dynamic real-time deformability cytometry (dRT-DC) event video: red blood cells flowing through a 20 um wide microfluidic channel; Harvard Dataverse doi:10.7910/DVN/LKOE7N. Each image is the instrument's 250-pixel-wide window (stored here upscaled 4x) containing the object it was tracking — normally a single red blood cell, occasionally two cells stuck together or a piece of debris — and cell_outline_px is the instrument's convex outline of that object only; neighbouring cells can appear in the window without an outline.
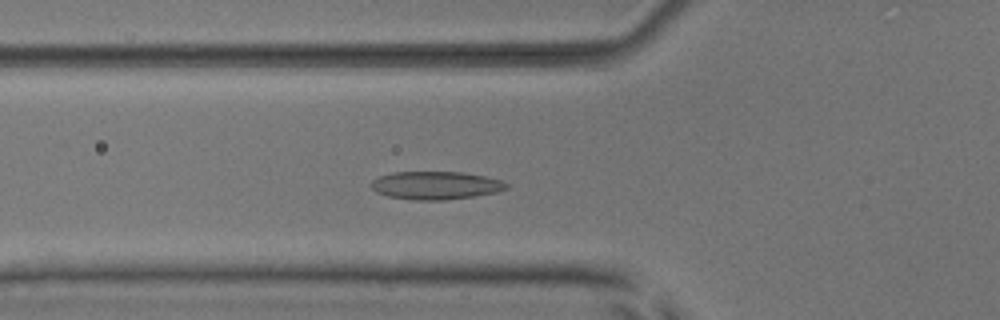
{"species": "common noctule bat (a hibernating species)", "species_latin": "Nyctalus noctula", "temperature_condition": "room temperature", "stored_images_in_passage": 36, "camera_frame_rate_fps": 3000, "um_per_image_px": 0.085, "animal": {"sex": "male", "body_mass_g": 17.9, "forearm_length_mm": 54.2}, "frame": {"image": 1, "passage_image": 3, "time_ms": 0.667, "image_size_px": [1000, 320], "cell_outline_px": [[508, 188], [496, 192], [472, 196], [444, 200], [416, 200], [388, 196], [376, 192], [368, 184], [372, 180], [380, 176], [392, 172], [464, 172], [504, 180], [508, 184]], "centroid_in_image_um": [37.03, 15.75], "position_along_channel_um": 88.8, "area_um2": 22.14}}
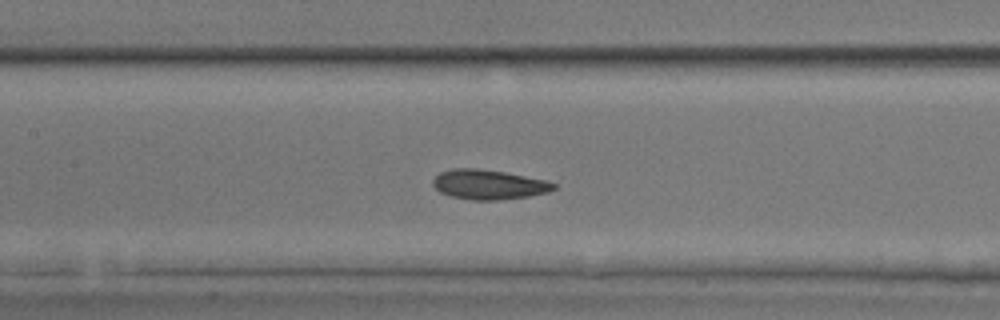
{"frame": {"image": 2, "passage_image": 9, "time_ms": 2.667, "image_size_px": [1000, 320], "cell_outline_px": [[556, 188], [548, 192], [528, 196], [496, 200], [472, 200], [452, 196], [440, 192], [432, 184], [432, 180], [440, 172], [452, 168], [476, 168], [504, 172], [548, 180], [556, 184]], "centroid_in_image_um": [41.54, 15.68], "position_along_channel_um": 165.9, "area_um2": 20.87}}
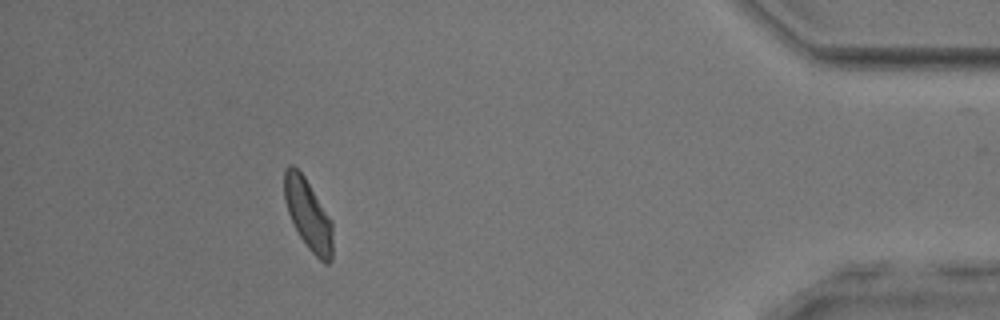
{"frame": {"image": 3, "passage_image": 32, "time_ms": 10.333, "image_size_px": [1000, 320], "cell_outline_px": [[332, 260], [328, 264], [324, 264], [308, 248], [300, 236], [288, 212], [284, 200], [284, 168], [288, 164], [292, 164], [304, 176], [332, 220]], "centroid_in_image_um": [26.19, 18.22], "position_along_channel_um": 409.0, "area_um2": 19.83}, "authors_computed_cell_mechanics": {"area_um2": 20.5768, "velocity_mm_per_s": 3.8501, "shape_relaxation_time_tau1_ms": 4.0126, "shape_relaxation_time_tau2_ms": 2.1008, "deformation_change_tau1": 0.1176, "deformation_change_tau2": 0.089}}